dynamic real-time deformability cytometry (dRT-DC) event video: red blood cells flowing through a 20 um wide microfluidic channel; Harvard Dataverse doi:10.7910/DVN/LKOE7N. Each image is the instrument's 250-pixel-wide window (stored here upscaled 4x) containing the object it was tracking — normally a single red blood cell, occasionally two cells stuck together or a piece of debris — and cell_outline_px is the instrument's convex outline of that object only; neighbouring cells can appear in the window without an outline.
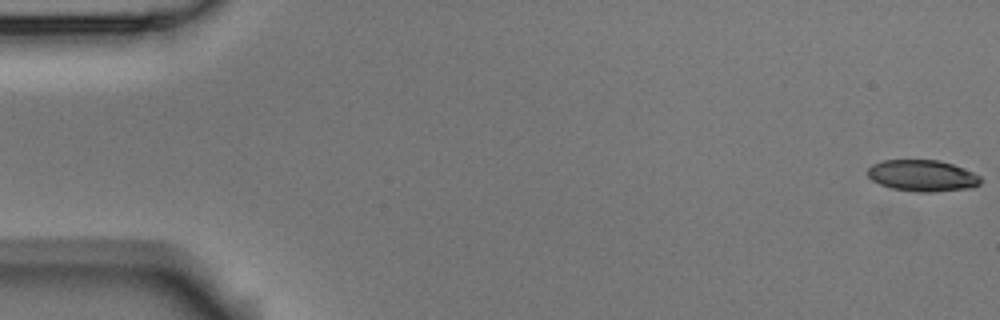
{"species": "Egyptian fruit bat (a non-hibernating species)", "species_latin": "Rousettus aegyptiacus", "temperature_condition": "room temperature", "stored_images_in_passage": 5, "camera_frame_rate_fps": 3000, "um_per_image_px": 0.085, "animal": {"sex": "male"}, "frame": {"image": 1, "passage_image": 1, "time_ms": 0.0, "image_size_px": [1000, 320], "cell_outline_px": [[980, 184], [972, 188], [932, 192], [916, 192], [892, 188], [880, 184], [872, 180], [868, 176], [868, 168], [872, 164], [884, 160], [940, 160], [964, 168], [980, 176]], "centroid_in_image_um": [78.41, 14.93], "position_along_channel_um": 6.6, "area_um2": 20.69}}
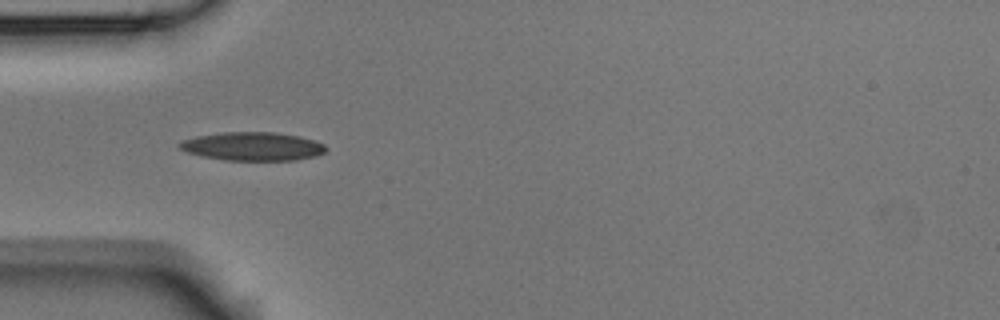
{"frame": {"image": 2, "passage_image": 5, "time_ms": 1.333, "image_size_px": [1000, 320], "cell_outline_px": [[328, 148], [324, 152], [316, 156], [296, 160], [224, 160], [200, 156], [188, 152], [180, 148], [176, 144], [180, 140], [196, 136], [224, 132], [272, 132], [300, 136], [324, 144]], "centroid_in_image_um": [21.44, 12.44], "position_along_channel_um": 63.6, "area_um2": 24.39}}